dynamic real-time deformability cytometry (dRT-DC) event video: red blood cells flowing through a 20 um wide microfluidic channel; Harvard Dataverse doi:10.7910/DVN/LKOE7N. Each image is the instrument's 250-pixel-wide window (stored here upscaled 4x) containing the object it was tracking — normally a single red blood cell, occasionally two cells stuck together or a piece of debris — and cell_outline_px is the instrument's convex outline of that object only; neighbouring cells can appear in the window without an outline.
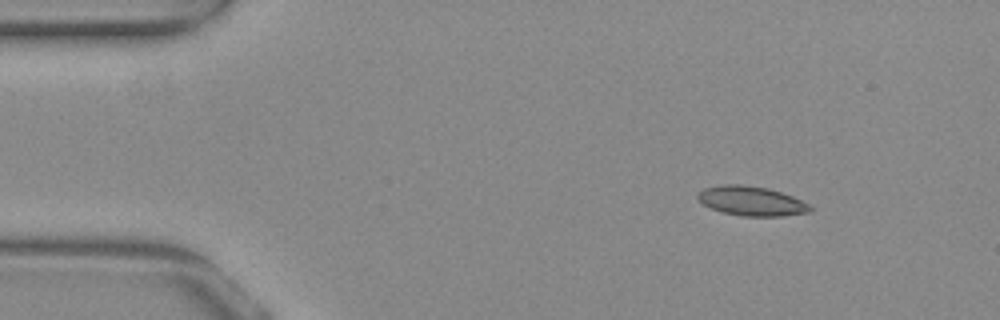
{"species": "common noctule bat (a hibernating species)", "species_latin": "Nyctalus noctula", "temperature_condition": "warm", "stored_images_in_passage": 47, "camera_frame_rate_fps": 3000, "um_per_image_px": 0.085, "animal": {"sex": "female", "body_mass_g": 29.2, "forearm_length_mm": 56.3}, "frame": {"image": 1, "passage_image": 1, "time_ms": 0.0, "image_size_px": [1000, 320], "cell_outline_px": [[812, 212], [780, 216], [744, 216], [724, 212], [712, 208], [704, 204], [696, 196], [704, 188], [720, 184], [744, 184], [768, 188], [792, 196], [808, 204], [812, 208]], "centroid_in_image_um": [63.88, 17.07], "position_along_channel_um": 21.1, "area_um2": 19.13}}
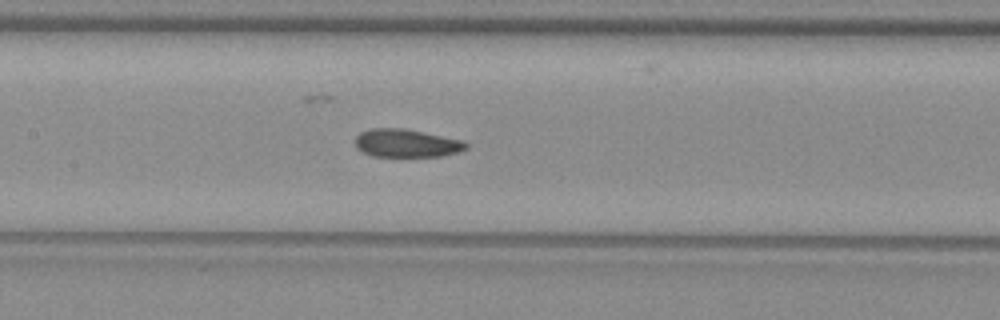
{"frame": {"image": 2, "passage_image": 19, "time_ms": 6.0, "image_size_px": [1000, 320], "cell_outline_px": [[468, 148], [460, 152], [440, 156], [372, 156], [356, 148], [356, 136], [360, 132], [372, 128], [400, 128], [464, 140], [468, 144]], "centroid_in_image_um": [34.57, 12.17], "position_along_channel_um": 172.8, "area_um2": 18.03}}
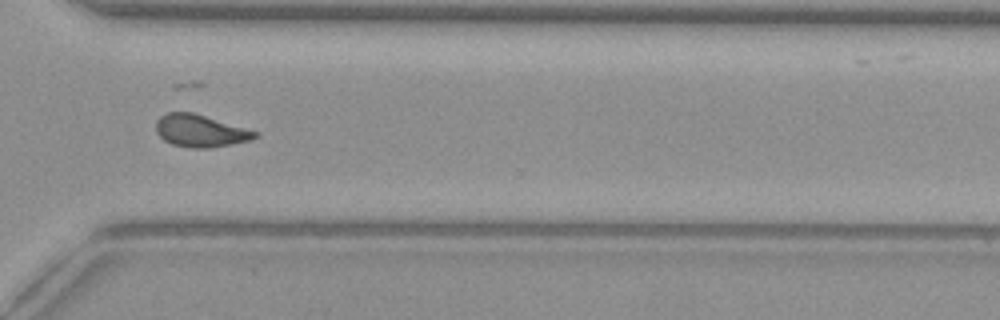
{"frame": {"image": 3, "passage_image": 33, "time_ms": 10.667, "image_size_px": [1000, 320], "cell_outline_px": [[260, 136], [252, 140], [208, 148], [188, 148], [172, 144], [164, 140], [156, 132], [156, 120], [160, 116], [168, 112], [192, 112], [260, 132]], "centroid_in_image_um": [17.04, 11.12], "position_along_channel_um": 353.6, "area_um2": 18.73}, "authors_computed_cell_mechanics": {"area_um2": 18.6694, "velocity_mm_per_s": 3.8752, "shape_relaxation_time_tau1_ms": null, "shape_relaxation_time_tau2_ms": 3.3976, "deformation_change_tau1": null, "deformation_change_tau2": 0.0855}}